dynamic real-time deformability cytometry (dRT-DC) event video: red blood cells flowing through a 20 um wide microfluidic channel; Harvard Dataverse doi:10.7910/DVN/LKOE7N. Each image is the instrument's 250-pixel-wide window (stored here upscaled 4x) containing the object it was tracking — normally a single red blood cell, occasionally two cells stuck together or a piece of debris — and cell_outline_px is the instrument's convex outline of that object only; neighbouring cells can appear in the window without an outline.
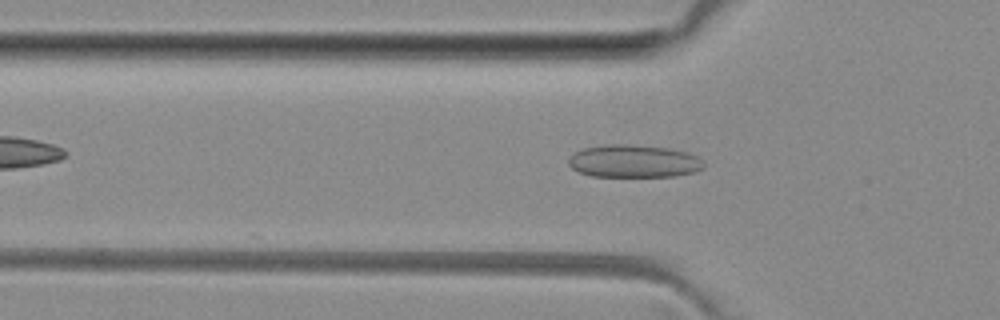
{"species": "common noctule bat (a hibernating species)", "species_latin": "Nyctalus noctula", "temperature_condition": "room temperature", "stored_images_in_passage": 5, "camera_frame_rate_fps": 3000, "um_per_image_px": 0.085, "animal": {"sex": "female", "body_mass_g": 29.2, "forearm_length_mm": 56.3}, "frame": {"image": 1, "passage_image": 3, "time_ms": 3.333, "image_size_px": [1000, 320], "cell_outline_px": [[704, 168], [696, 172], [676, 176], [592, 176], [580, 172], [572, 168], [568, 164], [568, 160], [576, 152], [584, 148], [608, 144], [628, 144], [668, 148], [688, 152], [696, 156], [704, 164]], "centroid_in_image_um": [53.9, 13.7], "position_along_channel_um": 71.9, "area_um2": 25.66}}
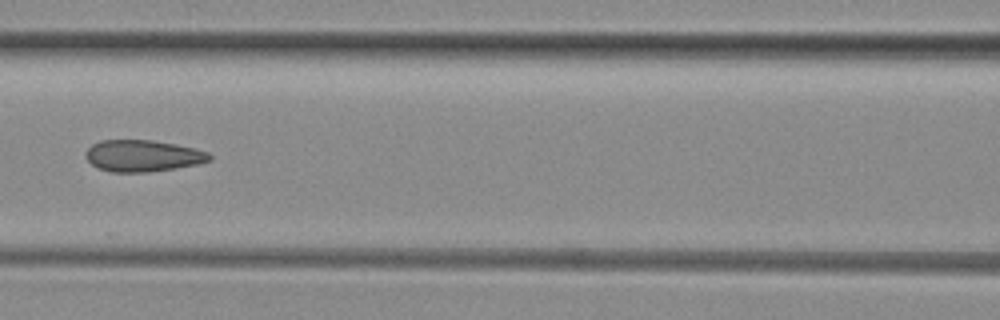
{"frame": {"image": 2, "passage_image": 5, "time_ms": 5.333, "image_size_px": [1000, 320], "cell_outline_px": [[212, 160], [196, 164], [176, 168], [148, 172], [112, 172], [100, 168], [92, 164], [88, 160], [88, 148], [92, 144], [100, 140], [152, 140], [192, 148], [208, 152], [212, 156]], "centroid_in_image_um": [12.16, 13.24], "position_along_channel_um": 154.4, "area_um2": 22.43}}